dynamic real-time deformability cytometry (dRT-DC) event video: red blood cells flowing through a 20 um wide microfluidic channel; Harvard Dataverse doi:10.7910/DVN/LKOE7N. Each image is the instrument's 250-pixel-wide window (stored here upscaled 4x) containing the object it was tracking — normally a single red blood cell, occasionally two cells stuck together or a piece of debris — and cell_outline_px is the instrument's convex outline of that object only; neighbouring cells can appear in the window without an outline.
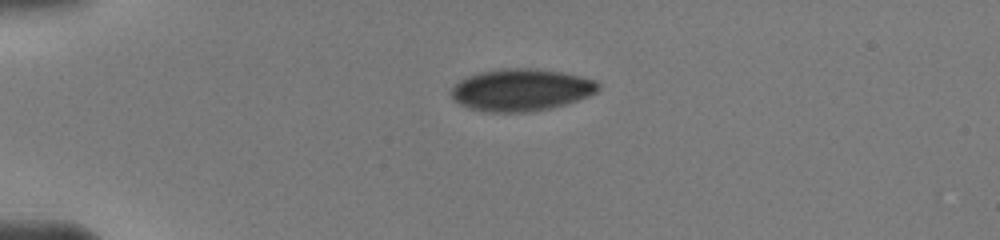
{"species": "human", "species_latin": "Homo sapiens", "temperature_condition": "warm", "stored_images_in_passage": 3, "camera_frame_rate_fps": 3000, "um_per_image_px": 0.085, "donor": {"sex": "male"}, "frame": {"image": 1, "passage_image": 1, "time_ms": 0.0, "image_size_px": [1000, 240], "cell_outline_px": [[600, 88], [596, 92], [588, 96], [564, 104], [548, 108], [524, 112], [488, 112], [472, 108], [460, 104], [452, 96], [452, 88], [460, 80], [468, 76], [480, 72], [504, 68], [536, 68], [560, 72], [580, 76], [596, 80], [600, 84]], "centroid_in_image_um": [44.32, 7.63], "position_along_channel_um": 40.7, "area_um2": 35.66}}